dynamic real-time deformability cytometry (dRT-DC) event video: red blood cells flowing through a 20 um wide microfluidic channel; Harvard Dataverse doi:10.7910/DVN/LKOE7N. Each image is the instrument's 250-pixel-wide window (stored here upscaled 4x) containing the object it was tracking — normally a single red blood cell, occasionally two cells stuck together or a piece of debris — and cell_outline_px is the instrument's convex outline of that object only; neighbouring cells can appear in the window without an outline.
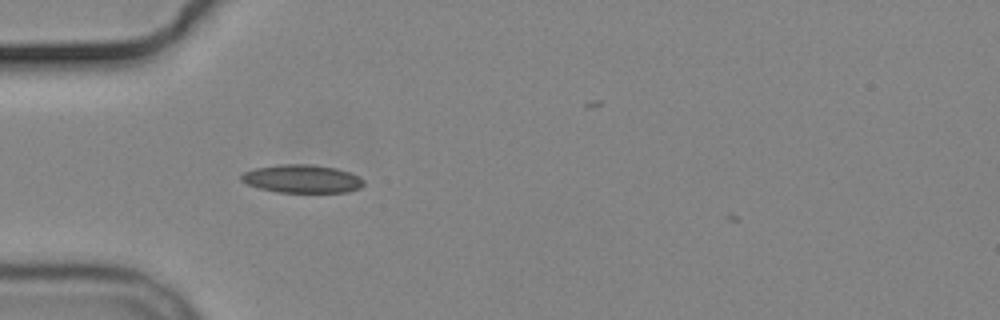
{"species": "common noctule bat (a hibernating species)", "species_latin": "Nyctalus noctula", "temperature_condition": "cold", "stored_images_in_passage": 1, "camera_frame_rate_fps": 3000, "um_per_image_px": 0.085, "animal": {"sex": "male", "body_mass_g": 19.2, "forearm_length_mm": 51.8}, "frame": {"image": 1, "passage_image": 1, "time_ms": 0.0, "image_size_px": [1000, 320], "cell_outline_px": [[364, 184], [360, 188], [348, 192], [276, 192], [260, 188], [248, 184], [240, 180], [240, 176], [244, 172], [256, 168], [280, 164], [312, 164], [336, 168], [360, 176], [364, 180]], "centroid_in_image_um": [25.69, 15.2], "position_along_channel_um": 59.3, "area_um2": 20.11}}